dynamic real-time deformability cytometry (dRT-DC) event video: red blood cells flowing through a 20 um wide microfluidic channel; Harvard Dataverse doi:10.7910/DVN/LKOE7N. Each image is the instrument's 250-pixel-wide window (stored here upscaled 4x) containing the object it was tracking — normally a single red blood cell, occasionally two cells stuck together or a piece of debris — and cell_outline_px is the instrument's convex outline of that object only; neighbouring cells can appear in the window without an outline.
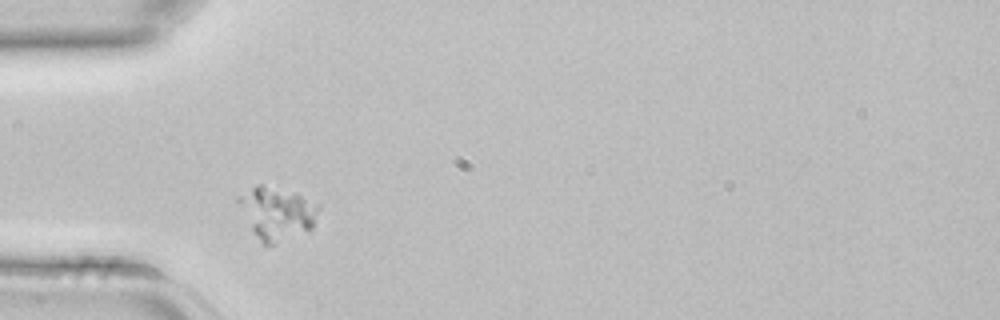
{"species": "common noctule bat (a hibernating species)", "species_latin": "Nyctalus noctula", "temperature_condition": "room temperature", "stored_images_in_passage": 1, "camera_frame_rate_fps": 3000, "um_per_image_px": 0.085, "animal": {"sex": "female", "body_mass_g": 22.7, "forearm_length_mm": 54.2}, "frame": {"image": 1, "passage_image": 1, "time_ms": 0.0, "image_size_px": [1000, 320], "cell_outline_px": [[320, 204], [312, 228], [308, 232], [276, 244], [264, 244], [260, 240], [252, 228], [236, 200], [236, 196], [256, 184], [264, 184], [296, 192]], "centroid_in_image_um": [23.56, 18.08], "position_along_channel_um": 61.4, "area_um2": 24.68}}